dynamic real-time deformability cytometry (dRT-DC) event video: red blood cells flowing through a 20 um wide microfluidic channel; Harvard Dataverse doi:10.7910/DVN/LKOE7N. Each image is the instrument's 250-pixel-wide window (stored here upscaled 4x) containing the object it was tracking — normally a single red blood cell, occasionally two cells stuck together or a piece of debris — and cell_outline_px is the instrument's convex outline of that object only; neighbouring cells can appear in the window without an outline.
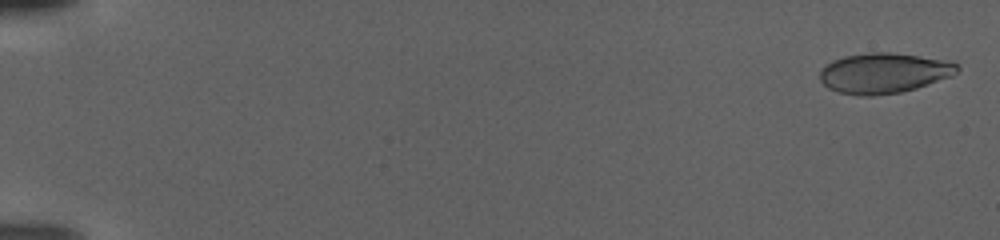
{"species": "human", "species_latin": "Homo sapiens", "temperature_condition": "warm", "stored_images_in_passage": 109, "camera_frame_rate_fps": 3000, "um_per_image_px": 0.085, "donor": {"sex": "female"}, "frame": {"image": 1, "passage_image": 3, "time_ms": 0.667, "image_size_px": [1000, 240], "cell_outline_px": [[960, 68], [956, 72], [948, 76], [916, 88], [900, 92], [872, 96], [856, 96], [840, 92], [828, 88], [820, 80], [820, 72], [832, 60], [844, 56], [872, 52], [888, 52], [916, 56], [940, 60], [956, 64]], "centroid_in_image_um": [75.05, 6.22], "position_along_channel_um": 10.0, "area_um2": 31.56}}
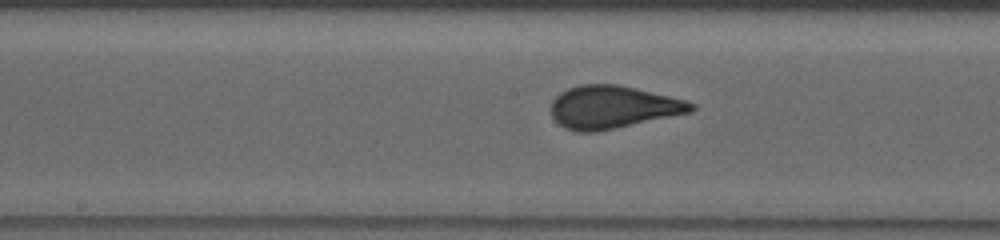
{"frame": {"image": 2, "passage_image": 60, "time_ms": 19.667, "image_size_px": [1000, 240], "cell_outline_px": [[696, 108], [692, 112], [596, 132], [576, 132], [564, 128], [552, 116], [548, 108], [552, 100], [560, 92], [568, 88], [580, 84], [616, 84], [636, 88], [684, 100], [696, 104]], "centroid_in_image_um": [52.04, 9.1], "position_along_channel_um": 196.2, "area_um2": 35.03}}
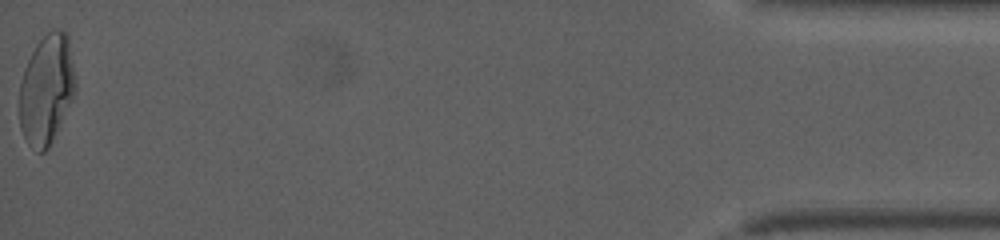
{"frame": {"image": 3, "passage_image": 109, "time_ms": 36.0, "image_size_px": [1000, 240], "cell_outline_px": [[76, 92], [48, 148], [44, 152], [36, 152], [28, 144], [20, 128], [20, 84], [24, 68], [36, 44], [52, 28], [60, 28], [68, 36], [76, 84]], "centroid_in_image_um": [3.96, 7.59], "position_along_channel_um": 431.2, "area_um2": 35.66}}